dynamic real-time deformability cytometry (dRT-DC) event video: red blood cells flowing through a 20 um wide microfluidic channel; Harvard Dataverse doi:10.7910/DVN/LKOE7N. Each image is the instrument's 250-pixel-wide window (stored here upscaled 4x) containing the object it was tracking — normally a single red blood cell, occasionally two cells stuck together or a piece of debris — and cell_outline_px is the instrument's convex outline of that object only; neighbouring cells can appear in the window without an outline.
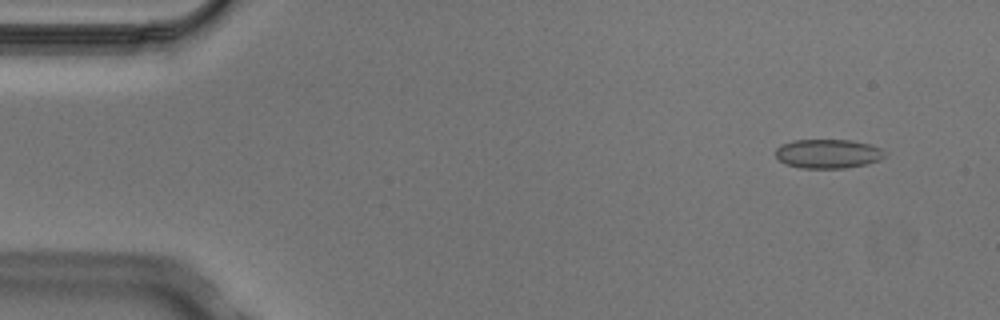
{"species": "Egyptian fruit bat (a non-hibernating species)", "species_latin": "Rousettus aegyptiacus", "temperature_condition": "cold", "stored_images_in_passage": 6, "camera_frame_rate_fps": 3000, "um_per_image_px": 0.085, "animal": {"sex": "male"}, "frame": {"image": 1, "passage_image": 2, "time_ms": 0.333, "image_size_px": [1000, 320], "cell_outline_px": [[884, 156], [880, 160], [868, 164], [844, 168], [800, 168], [788, 164], [780, 160], [776, 156], [776, 148], [792, 140], [852, 140], [868, 144], [880, 148]], "centroid_in_image_um": [70.38, 13.07], "position_along_channel_um": 14.6, "area_um2": 18.32}}